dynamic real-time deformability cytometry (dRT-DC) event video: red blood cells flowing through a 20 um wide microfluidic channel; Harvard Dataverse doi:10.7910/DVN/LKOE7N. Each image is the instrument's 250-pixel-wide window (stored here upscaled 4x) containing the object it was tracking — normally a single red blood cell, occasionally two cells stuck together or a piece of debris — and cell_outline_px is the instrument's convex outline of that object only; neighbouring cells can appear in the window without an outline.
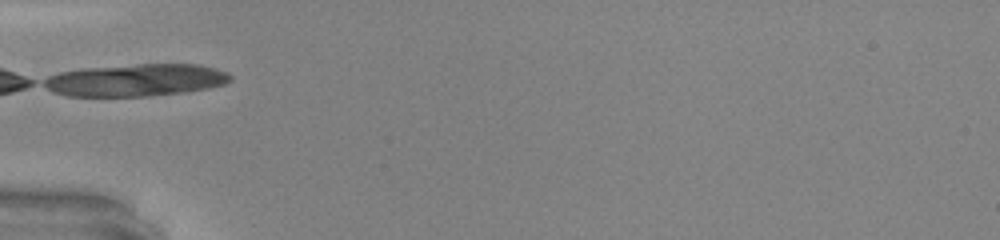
{"species": "common noctule bat (a hibernating species)", "species_latin": "Nyctalus noctula", "temperature_condition": "warm", "stored_images_in_passage": 6, "camera_frame_rate_fps": 3000, "um_per_image_px": 0.085, "animal": {"sex": "male", "body_mass_g": 20.0, "forearm_length_mm": 53.3}, "frame": {"image": 1, "passage_image": 1, "time_ms": 0.0, "image_size_px": [1000, 240], "cell_outline_px": [[228, 80], [220, 84], [200, 88], [172, 92], [136, 96], [72, 96], [56, 92], [40, 84], [44, 80], [52, 76], [64, 72], [144, 64], [188, 64], [208, 68], [220, 72], [228, 76]], "centroid_in_image_um": [11.41, 6.82], "position_along_channel_um": 73.6, "area_um2": 32.43}}